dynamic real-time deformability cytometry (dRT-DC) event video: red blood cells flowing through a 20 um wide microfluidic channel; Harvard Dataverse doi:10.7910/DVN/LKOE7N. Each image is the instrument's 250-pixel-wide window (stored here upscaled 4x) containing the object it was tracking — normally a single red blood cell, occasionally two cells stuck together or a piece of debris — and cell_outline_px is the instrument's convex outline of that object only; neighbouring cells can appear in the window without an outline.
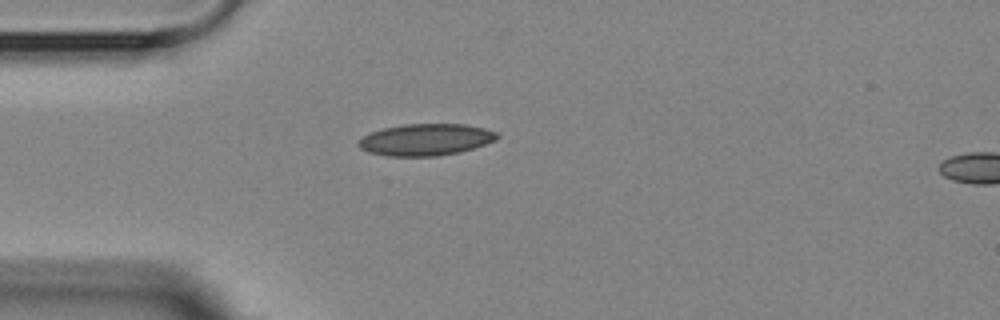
{"species": "Egyptian fruit bat (a non-hibernating species)", "species_latin": "Rousettus aegyptiacus", "temperature_condition": "room temperature", "stored_images_in_passage": 2, "segment_of_instrument_passage": [1, 2], "camera_frame_rate_fps": 3000, "um_per_image_px": 0.085, "animal": {"sex": "female"}, "frame": {"image": 1, "passage_image": 1, "time_ms": 0.0, "image_size_px": [1000, 320], "cell_outline_px": [[500, 136], [496, 140], [460, 152], [436, 156], [388, 156], [368, 152], [360, 148], [356, 144], [364, 136], [372, 132], [384, 128], [404, 124], [464, 124], [484, 128], [496, 132]], "centroid_in_image_um": [36.19, 11.87], "position_along_channel_um": 48.8, "area_um2": 25.49}}